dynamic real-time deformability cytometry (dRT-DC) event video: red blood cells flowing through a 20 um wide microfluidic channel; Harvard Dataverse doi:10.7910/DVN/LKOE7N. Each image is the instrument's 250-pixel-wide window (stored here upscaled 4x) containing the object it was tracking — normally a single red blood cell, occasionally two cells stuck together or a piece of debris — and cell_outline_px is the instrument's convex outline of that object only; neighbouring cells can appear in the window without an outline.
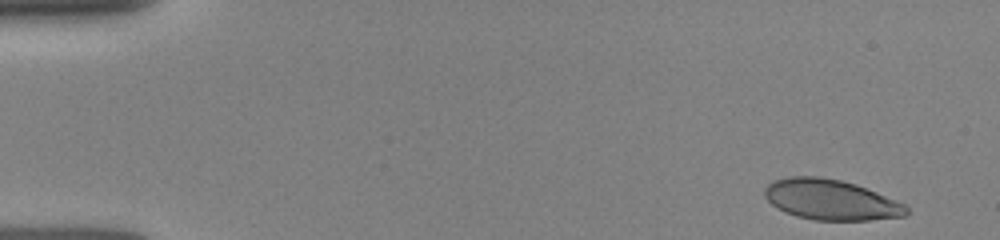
{"species": "human", "species_latin": "Homo sapiens", "temperature_condition": "room temperature", "stored_images_in_passage": 14, "camera_frame_rate_fps": 3000, "um_per_image_px": 0.085, "donor": {"sex": "female"}, "frame": {"image": 1, "passage_image": 2, "time_ms": 0.333, "image_size_px": [1000, 240], "cell_outline_px": [[908, 212], [904, 216], [868, 220], [816, 220], [796, 216], [784, 212], [776, 208], [764, 196], [764, 188], [772, 180], [792, 176], [820, 176], [840, 180], [856, 184], [896, 200], [904, 204], [908, 208]], "centroid_in_image_um": [70.58, 16.97], "position_along_channel_um": 14.4, "area_um2": 33.41}}
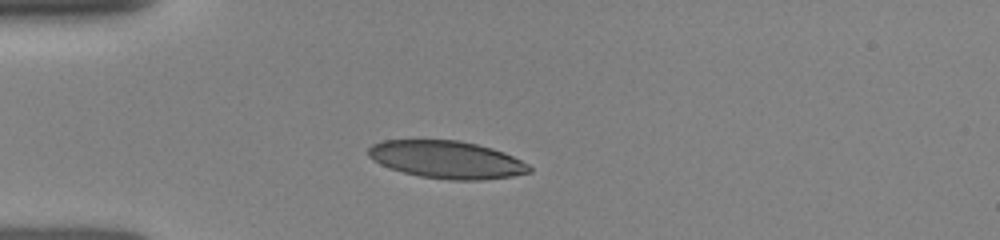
{"frame": {"image": 2, "passage_image": 11, "time_ms": 3.667, "image_size_px": [1000, 240], "cell_outline_px": [[532, 172], [512, 176], [480, 180], [452, 180], [420, 176], [404, 172], [380, 164], [372, 160], [368, 156], [368, 148], [372, 144], [384, 140], [460, 140], [492, 148], [504, 152], [528, 164], [532, 168]], "centroid_in_image_um": [37.97, 13.56], "position_along_channel_um": 47.0, "area_um2": 35.14}}
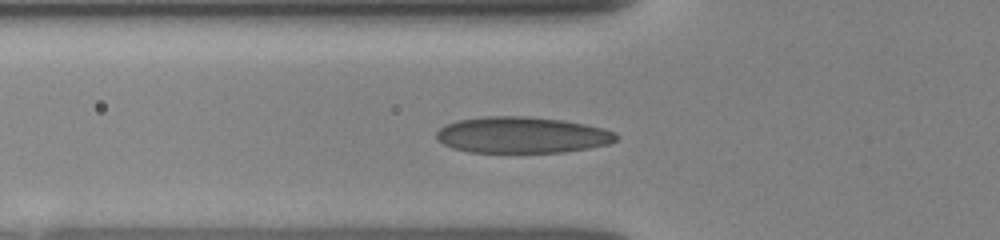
{"frame": {"image": 3, "passage_image": 14, "time_ms": 5.0, "image_size_px": [1000, 240], "cell_outline_px": [[620, 136], [616, 140], [608, 144], [588, 148], [564, 152], [468, 152], [452, 148], [436, 140], [436, 132], [444, 124], [456, 120], [484, 116], [528, 116], [564, 120], [604, 128]], "centroid_in_image_um": [44.33, 11.47], "position_along_channel_um": 81.5, "area_um2": 38.21}}